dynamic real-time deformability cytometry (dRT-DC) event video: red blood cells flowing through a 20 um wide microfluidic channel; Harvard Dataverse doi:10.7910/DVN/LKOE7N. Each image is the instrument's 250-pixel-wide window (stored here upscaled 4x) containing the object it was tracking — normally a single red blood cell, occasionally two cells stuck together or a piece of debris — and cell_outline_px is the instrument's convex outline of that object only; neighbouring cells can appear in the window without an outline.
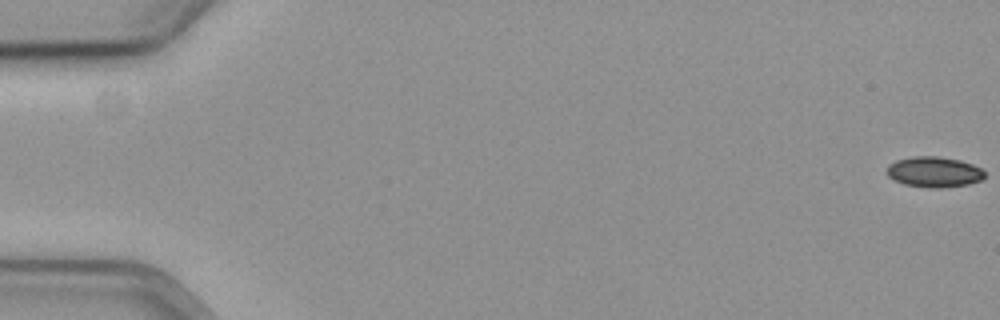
{"species": "common noctule bat (a hibernating species)", "species_latin": "Nyctalus noctula", "temperature_condition": "cold", "stored_images_in_passage": 14, "camera_frame_rate_fps": 3000, "um_per_image_px": 0.085, "animal": {"sex": "female", "body_mass_g": 19.3, "forearm_length_mm": 54.1}, "frame": {"image": 1, "passage_image": 1, "time_ms": 0.0, "image_size_px": [1000, 320], "cell_outline_px": [[984, 176], [980, 180], [968, 184], [940, 188], [928, 188], [904, 184], [888, 176], [888, 164], [896, 160], [912, 156], [940, 156], [960, 160], [972, 164], [980, 168], [984, 172]], "centroid_in_image_um": [79.39, 14.61], "position_along_channel_um": 5.6, "area_um2": 17.34}}